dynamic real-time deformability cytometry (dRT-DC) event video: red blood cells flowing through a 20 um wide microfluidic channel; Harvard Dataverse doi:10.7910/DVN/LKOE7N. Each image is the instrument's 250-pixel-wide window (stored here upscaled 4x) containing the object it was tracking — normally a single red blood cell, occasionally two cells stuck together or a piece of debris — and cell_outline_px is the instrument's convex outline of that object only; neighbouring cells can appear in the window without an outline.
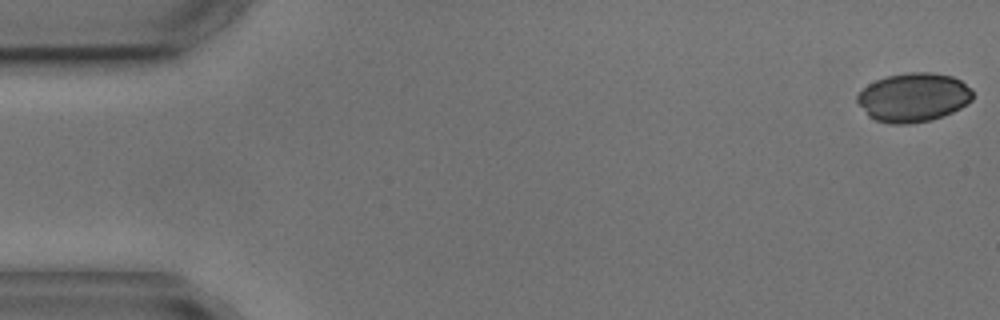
{"species": "common noctule bat (a hibernating species)", "species_latin": "Nyctalus noctula", "temperature_condition": "cold", "stored_images_in_passage": 4, "camera_frame_rate_fps": 3000, "um_per_image_px": 0.085, "animal": {"sex": "male", "body_mass_g": 17.9, "forearm_length_mm": 54.2}, "frame": {"image": 1, "passage_image": 1, "time_ms": 0.0, "image_size_px": [1000, 320], "cell_outline_px": [[972, 100], [968, 104], [944, 116], [932, 120], [908, 124], [892, 124], [876, 120], [868, 116], [856, 100], [856, 96], [868, 84], [876, 80], [888, 76], [908, 72], [932, 72], [952, 76], [960, 80], [972, 88]], "centroid_in_image_um": [77.66, 8.28], "position_along_channel_um": 7.3, "area_um2": 33.06}}